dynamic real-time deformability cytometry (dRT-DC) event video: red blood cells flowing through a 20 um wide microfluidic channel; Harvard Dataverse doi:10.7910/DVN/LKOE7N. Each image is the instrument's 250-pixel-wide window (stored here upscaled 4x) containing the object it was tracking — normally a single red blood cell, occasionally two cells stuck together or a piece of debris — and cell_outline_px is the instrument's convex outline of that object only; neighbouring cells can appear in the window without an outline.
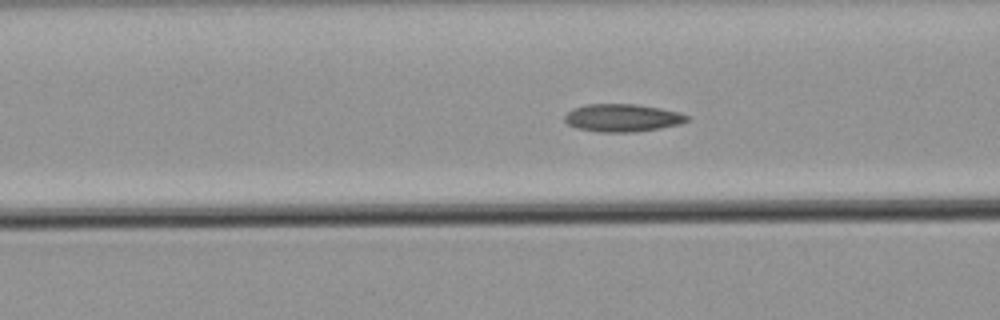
{"species": "common noctule bat (a hibernating species)", "species_latin": "Nyctalus noctula", "temperature_condition": "warm", "stored_images_in_passage": 7, "camera_frame_rate_fps": 3000, "um_per_image_px": 0.085, "animal": {"sex": "male", "body_mass_g": 21.5, "forearm_length_mm": 52.0}, "frame": {"image": 1, "passage_image": 7, "time_ms": 2.0, "image_size_px": [1000, 320], "cell_outline_px": [[692, 116], [688, 120], [680, 124], [660, 128], [632, 132], [600, 132], [576, 128], [568, 124], [564, 120], [564, 116], [572, 108], [584, 104], [636, 104], [660, 108], [680, 112]], "centroid_in_image_um": [52.91, 10.01], "position_along_channel_um": 113.7, "area_um2": 19.94}}